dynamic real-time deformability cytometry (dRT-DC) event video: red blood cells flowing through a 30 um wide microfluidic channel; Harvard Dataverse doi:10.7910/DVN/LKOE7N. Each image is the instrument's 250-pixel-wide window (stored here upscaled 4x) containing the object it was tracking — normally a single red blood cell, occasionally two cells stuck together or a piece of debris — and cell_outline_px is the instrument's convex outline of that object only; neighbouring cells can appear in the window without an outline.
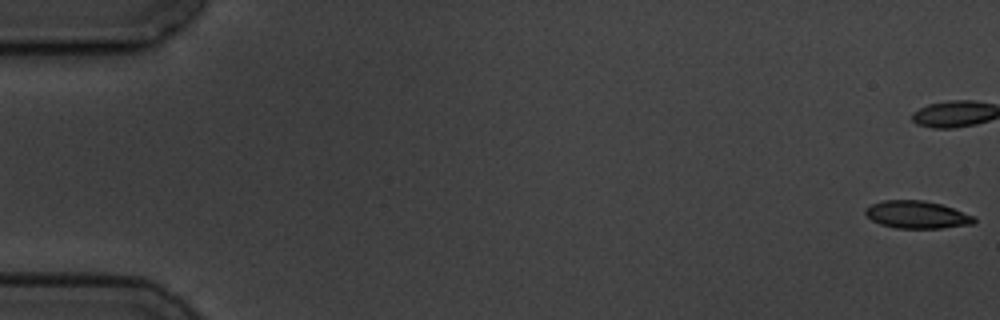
{"species": "common noctule bat (a hibernating species)", "species_latin": "Nyctalus noctula", "temperature_condition": "cold", "stored_images_in_passage": 5, "camera_frame_rate_fps": 3000, "um_per_image_px": 0.085, "animal": {"sex": "male", "body_mass_g": 19.5, "forearm_length_mm": 54.6}, "frame": {"image": 1, "passage_image": 1, "time_ms": 0.0, "image_size_px": [1000, 320], "cell_outline_px": [[976, 220], [972, 224], [940, 228], [896, 228], [880, 224], [872, 220], [864, 212], [864, 208], [872, 204], [884, 200], [924, 200], [940, 204], [976, 216]], "centroid_in_image_um": [77.93, 18.24], "position_along_channel_um": 7.1, "area_um2": 17.4}}